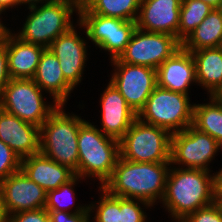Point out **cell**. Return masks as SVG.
<instances>
[{"mask_svg":"<svg viewBox=\"0 0 222 222\" xmlns=\"http://www.w3.org/2000/svg\"><path fill=\"white\" fill-rule=\"evenodd\" d=\"M171 162L137 163L119 157L111 177L101 186L114 196L130 198L152 206L163 199Z\"/></svg>","mask_w":222,"mask_h":222,"instance_id":"obj_1","label":"cell"},{"mask_svg":"<svg viewBox=\"0 0 222 222\" xmlns=\"http://www.w3.org/2000/svg\"><path fill=\"white\" fill-rule=\"evenodd\" d=\"M208 173L202 169H169L162 201L174 218H186L216 201L215 175Z\"/></svg>","mask_w":222,"mask_h":222,"instance_id":"obj_2","label":"cell"},{"mask_svg":"<svg viewBox=\"0 0 222 222\" xmlns=\"http://www.w3.org/2000/svg\"><path fill=\"white\" fill-rule=\"evenodd\" d=\"M78 176L97 177L101 186L111 177L120 157L119 140L85 121L78 132Z\"/></svg>","mask_w":222,"mask_h":222,"instance_id":"obj_3","label":"cell"},{"mask_svg":"<svg viewBox=\"0 0 222 222\" xmlns=\"http://www.w3.org/2000/svg\"><path fill=\"white\" fill-rule=\"evenodd\" d=\"M59 107L40 127V153L78 176V132L85 122L78 116H68Z\"/></svg>","mask_w":222,"mask_h":222,"instance_id":"obj_4","label":"cell"},{"mask_svg":"<svg viewBox=\"0 0 222 222\" xmlns=\"http://www.w3.org/2000/svg\"><path fill=\"white\" fill-rule=\"evenodd\" d=\"M41 6L29 8L32 13L16 37L23 42L49 48L57 37L73 27L70 16L74 8L79 11L80 3L76 0H54Z\"/></svg>","mask_w":222,"mask_h":222,"instance_id":"obj_5","label":"cell"},{"mask_svg":"<svg viewBox=\"0 0 222 222\" xmlns=\"http://www.w3.org/2000/svg\"><path fill=\"white\" fill-rule=\"evenodd\" d=\"M171 137V132L137 117L119 140L120 157L137 163L170 162Z\"/></svg>","mask_w":222,"mask_h":222,"instance_id":"obj_6","label":"cell"},{"mask_svg":"<svg viewBox=\"0 0 222 222\" xmlns=\"http://www.w3.org/2000/svg\"><path fill=\"white\" fill-rule=\"evenodd\" d=\"M189 103L188 95L157 86L137 117L142 122L164 128L174 134L192 125L194 105Z\"/></svg>","mask_w":222,"mask_h":222,"instance_id":"obj_7","label":"cell"},{"mask_svg":"<svg viewBox=\"0 0 222 222\" xmlns=\"http://www.w3.org/2000/svg\"><path fill=\"white\" fill-rule=\"evenodd\" d=\"M41 88L32 79H11L0 97V108L22 121L41 127L59 107L45 105Z\"/></svg>","mask_w":222,"mask_h":222,"instance_id":"obj_8","label":"cell"},{"mask_svg":"<svg viewBox=\"0 0 222 222\" xmlns=\"http://www.w3.org/2000/svg\"><path fill=\"white\" fill-rule=\"evenodd\" d=\"M182 43L177 37L136 28L125 51L118 58L121 62L157 69L172 56Z\"/></svg>","mask_w":222,"mask_h":222,"instance_id":"obj_9","label":"cell"},{"mask_svg":"<svg viewBox=\"0 0 222 222\" xmlns=\"http://www.w3.org/2000/svg\"><path fill=\"white\" fill-rule=\"evenodd\" d=\"M117 67L111 83L125 98L128 106L138 115L144 108L148 97L157 87V72L146 66L121 62L118 58L111 60Z\"/></svg>","mask_w":222,"mask_h":222,"instance_id":"obj_10","label":"cell"},{"mask_svg":"<svg viewBox=\"0 0 222 222\" xmlns=\"http://www.w3.org/2000/svg\"><path fill=\"white\" fill-rule=\"evenodd\" d=\"M79 25L99 48L111 52L112 60L119 58L136 30V22L96 14H79Z\"/></svg>","mask_w":222,"mask_h":222,"instance_id":"obj_11","label":"cell"},{"mask_svg":"<svg viewBox=\"0 0 222 222\" xmlns=\"http://www.w3.org/2000/svg\"><path fill=\"white\" fill-rule=\"evenodd\" d=\"M217 151V141L213 137L190 125L172 134L170 162L209 171L207 163Z\"/></svg>","mask_w":222,"mask_h":222,"instance_id":"obj_12","label":"cell"},{"mask_svg":"<svg viewBox=\"0 0 222 222\" xmlns=\"http://www.w3.org/2000/svg\"><path fill=\"white\" fill-rule=\"evenodd\" d=\"M0 191L6 216L46 206L47 192L22 170L2 180Z\"/></svg>","mask_w":222,"mask_h":222,"instance_id":"obj_13","label":"cell"},{"mask_svg":"<svg viewBox=\"0 0 222 222\" xmlns=\"http://www.w3.org/2000/svg\"><path fill=\"white\" fill-rule=\"evenodd\" d=\"M182 0H142L136 20L138 29L165 33L179 40Z\"/></svg>","mask_w":222,"mask_h":222,"instance_id":"obj_14","label":"cell"},{"mask_svg":"<svg viewBox=\"0 0 222 222\" xmlns=\"http://www.w3.org/2000/svg\"><path fill=\"white\" fill-rule=\"evenodd\" d=\"M0 140L21 159L40 153V127L0 108Z\"/></svg>","mask_w":222,"mask_h":222,"instance_id":"obj_15","label":"cell"},{"mask_svg":"<svg viewBox=\"0 0 222 222\" xmlns=\"http://www.w3.org/2000/svg\"><path fill=\"white\" fill-rule=\"evenodd\" d=\"M86 43L74 27L57 37L49 49L58 58L65 80L74 88L81 81L86 61Z\"/></svg>","mask_w":222,"mask_h":222,"instance_id":"obj_16","label":"cell"},{"mask_svg":"<svg viewBox=\"0 0 222 222\" xmlns=\"http://www.w3.org/2000/svg\"><path fill=\"white\" fill-rule=\"evenodd\" d=\"M157 86L188 95V86L196 81L195 62L183 47L166 59L157 69Z\"/></svg>","mask_w":222,"mask_h":222,"instance_id":"obj_17","label":"cell"},{"mask_svg":"<svg viewBox=\"0 0 222 222\" xmlns=\"http://www.w3.org/2000/svg\"><path fill=\"white\" fill-rule=\"evenodd\" d=\"M101 107L103 134L120 140L137 118V114L111 82L101 96Z\"/></svg>","mask_w":222,"mask_h":222,"instance_id":"obj_18","label":"cell"},{"mask_svg":"<svg viewBox=\"0 0 222 222\" xmlns=\"http://www.w3.org/2000/svg\"><path fill=\"white\" fill-rule=\"evenodd\" d=\"M21 170L46 192L59 188L71 180L75 173L42 153L21 159Z\"/></svg>","mask_w":222,"mask_h":222,"instance_id":"obj_19","label":"cell"},{"mask_svg":"<svg viewBox=\"0 0 222 222\" xmlns=\"http://www.w3.org/2000/svg\"><path fill=\"white\" fill-rule=\"evenodd\" d=\"M8 70L11 79H32L43 51V46L29 44L12 36L6 28Z\"/></svg>","mask_w":222,"mask_h":222,"instance_id":"obj_20","label":"cell"},{"mask_svg":"<svg viewBox=\"0 0 222 222\" xmlns=\"http://www.w3.org/2000/svg\"><path fill=\"white\" fill-rule=\"evenodd\" d=\"M32 80L52 94L55 103L62 106L73 89L64 78L58 58L49 48L43 51Z\"/></svg>","mask_w":222,"mask_h":222,"instance_id":"obj_21","label":"cell"},{"mask_svg":"<svg viewBox=\"0 0 222 222\" xmlns=\"http://www.w3.org/2000/svg\"><path fill=\"white\" fill-rule=\"evenodd\" d=\"M196 71V81L213 96L222 86V47L203 48L191 52Z\"/></svg>","mask_w":222,"mask_h":222,"instance_id":"obj_22","label":"cell"},{"mask_svg":"<svg viewBox=\"0 0 222 222\" xmlns=\"http://www.w3.org/2000/svg\"><path fill=\"white\" fill-rule=\"evenodd\" d=\"M190 52L203 48L222 47V17L217 9L211 11L201 24L183 42Z\"/></svg>","mask_w":222,"mask_h":222,"instance_id":"obj_23","label":"cell"},{"mask_svg":"<svg viewBox=\"0 0 222 222\" xmlns=\"http://www.w3.org/2000/svg\"><path fill=\"white\" fill-rule=\"evenodd\" d=\"M141 2L142 0H83L78 14H96L136 22Z\"/></svg>","mask_w":222,"mask_h":222,"instance_id":"obj_24","label":"cell"},{"mask_svg":"<svg viewBox=\"0 0 222 222\" xmlns=\"http://www.w3.org/2000/svg\"><path fill=\"white\" fill-rule=\"evenodd\" d=\"M210 99L209 104H194L192 126L218 142L222 140V104L213 96Z\"/></svg>","mask_w":222,"mask_h":222,"instance_id":"obj_25","label":"cell"},{"mask_svg":"<svg viewBox=\"0 0 222 222\" xmlns=\"http://www.w3.org/2000/svg\"><path fill=\"white\" fill-rule=\"evenodd\" d=\"M214 9L199 0H182L179 19V41L182 43Z\"/></svg>","mask_w":222,"mask_h":222,"instance_id":"obj_26","label":"cell"},{"mask_svg":"<svg viewBox=\"0 0 222 222\" xmlns=\"http://www.w3.org/2000/svg\"><path fill=\"white\" fill-rule=\"evenodd\" d=\"M101 189L104 195L98 202L96 222H120V197L111 195L102 187Z\"/></svg>","mask_w":222,"mask_h":222,"instance_id":"obj_27","label":"cell"},{"mask_svg":"<svg viewBox=\"0 0 222 222\" xmlns=\"http://www.w3.org/2000/svg\"><path fill=\"white\" fill-rule=\"evenodd\" d=\"M79 178H80L79 176L75 175L71 180H69L67 183L61 185L59 188L48 191L47 196H46L45 209L46 210L67 211L66 208H68L70 206L69 205L65 206L66 204H63V202L66 201L64 199H66V198L69 199L73 196L74 193H73L72 187H73V185H75L76 180H78ZM70 201H72V199H70Z\"/></svg>","mask_w":222,"mask_h":222,"instance_id":"obj_28","label":"cell"},{"mask_svg":"<svg viewBox=\"0 0 222 222\" xmlns=\"http://www.w3.org/2000/svg\"><path fill=\"white\" fill-rule=\"evenodd\" d=\"M21 170V158L0 140V182Z\"/></svg>","mask_w":222,"mask_h":222,"instance_id":"obj_29","label":"cell"},{"mask_svg":"<svg viewBox=\"0 0 222 222\" xmlns=\"http://www.w3.org/2000/svg\"><path fill=\"white\" fill-rule=\"evenodd\" d=\"M145 218L139 202L120 197V222H145Z\"/></svg>","mask_w":222,"mask_h":222,"instance_id":"obj_30","label":"cell"},{"mask_svg":"<svg viewBox=\"0 0 222 222\" xmlns=\"http://www.w3.org/2000/svg\"><path fill=\"white\" fill-rule=\"evenodd\" d=\"M186 218L189 222H222V207L215 201L190 213Z\"/></svg>","mask_w":222,"mask_h":222,"instance_id":"obj_31","label":"cell"},{"mask_svg":"<svg viewBox=\"0 0 222 222\" xmlns=\"http://www.w3.org/2000/svg\"><path fill=\"white\" fill-rule=\"evenodd\" d=\"M92 206L78 207L76 212L68 213L65 211L47 210L50 222H82L92 210Z\"/></svg>","mask_w":222,"mask_h":222,"instance_id":"obj_32","label":"cell"},{"mask_svg":"<svg viewBox=\"0 0 222 222\" xmlns=\"http://www.w3.org/2000/svg\"><path fill=\"white\" fill-rule=\"evenodd\" d=\"M11 80L8 70V56L6 46V28L0 29V97L5 86Z\"/></svg>","mask_w":222,"mask_h":222,"instance_id":"obj_33","label":"cell"},{"mask_svg":"<svg viewBox=\"0 0 222 222\" xmlns=\"http://www.w3.org/2000/svg\"><path fill=\"white\" fill-rule=\"evenodd\" d=\"M6 222H50V218L48 211L45 208H40L8 215Z\"/></svg>","mask_w":222,"mask_h":222,"instance_id":"obj_34","label":"cell"},{"mask_svg":"<svg viewBox=\"0 0 222 222\" xmlns=\"http://www.w3.org/2000/svg\"><path fill=\"white\" fill-rule=\"evenodd\" d=\"M215 200L222 201V169L215 175Z\"/></svg>","mask_w":222,"mask_h":222,"instance_id":"obj_35","label":"cell"},{"mask_svg":"<svg viewBox=\"0 0 222 222\" xmlns=\"http://www.w3.org/2000/svg\"><path fill=\"white\" fill-rule=\"evenodd\" d=\"M19 0H0V11L3 12L6 8L18 5Z\"/></svg>","mask_w":222,"mask_h":222,"instance_id":"obj_36","label":"cell"},{"mask_svg":"<svg viewBox=\"0 0 222 222\" xmlns=\"http://www.w3.org/2000/svg\"><path fill=\"white\" fill-rule=\"evenodd\" d=\"M203 3L210 5L213 9H217L219 5L222 3V0H199Z\"/></svg>","mask_w":222,"mask_h":222,"instance_id":"obj_37","label":"cell"},{"mask_svg":"<svg viewBox=\"0 0 222 222\" xmlns=\"http://www.w3.org/2000/svg\"><path fill=\"white\" fill-rule=\"evenodd\" d=\"M39 1H43V0H19V4H27V3H29V8H31V7H35L37 4L36 3H38ZM46 1V3L47 2H51V1H54V0H45ZM36 2V3H35Z\"/></svg>","mask_w":222,"mask_h":222,"instance_id":"obj_38","label":"cell"},{"mask_svg":"<svg viewBox=\"0 0 222 222\" xmlns=\"http://www.w3.org/2000/svg\"><path fill=\"white\" fill-rule=\"evenodd\" d=\"M0 222H6V214L3 208L2 194L0 191Z\"/></svg>","mask_w":222,"mask_h":222,"instance_id":"obj_39","label":"cell"},{"mask_svg":"<svg viewBox=\"0 0 222 222\" xmlns=\"http://www.w3.org/2000/svg\"><path fill=\"white\" fill-rule=\"evenodd\" d=\"M213 97L222 104V86L217 90Z\"/></svg>","mask_w":222,"mask_h":222,"instance_id":"obj_40","label":"cell"},{"mask_svg":"<svg viewBox=\"0 0 222 222\" xmlns=\"http://www.w3.org/2000/svg\"><path fill=\"white\" fill-rule=\"evenodd\" d=\"M175 219H177L178 220V222L180 221V222H189L188 220H187V218H184V217H178V218H175Z\"/></svg>","mask_w":222,"mask_h":222,"instance_id":"obj_41","label":"cell"},{"mask_svg":"<svg viewBox=\"0 0 222 222\" xmlns=\"http://www.w3.org/2000/svg\"><path fill=\"white\" fill-rule=\"evenodd\" d=\"M220 147H222V140L217 142V150H219Z\"/></svg>","mask_w":222,"mask_h":222,"instance_id":"obj_42","label":"cell"},{"mask_svg":"<svg viewBox=\"0 0 222 222\" xmlns=\"http://www.w3.org/2000/svg\"><path fill=\"white\" fill-rule=\"evenodd\" d=\"M217 10L220 12L221 17H222V3L219 5V7L217 8Z\"/></svg>","mask_w":222,"mask_h":222,"instance_id":"obj_43","label":"cell"},{"mask_svg":"<svg viewBox=\"0 0 222 222\" xmlns=\"http://www.w3.org/2000/svg\"><path fill=\"white\" fill-rule=\"evenodd\" d=\"M89 216L90 215H88L82 222H90V221H88L89 220Z\"/></svg>","mask_w":222,"mask_h":222,"instance_id":"obj_44","label":"cell"},{"mask_svg":"<svg viewBox=\"0 0 222 222\" xmlns=\"http://www.w3.org/2000/svg\"><path fill=\"white\" fill-rule=\"evenodd\" d=\"M2 12L0 11V14H1ZM3 28H6L5 26H3V24H1V22H0V29H3Z\"/></svg>","mask_w":222,"mask_h":222,"instance_id":"obj_45","label":"cell"},{"mask_svg":"<svg viewBox=\"0 0 222 222\" xmlns=\"http://www.w3.org/2000/svg\"><path fill=\"white\" fill-rule=\"evenodd\" d=\"M216 202H218L221 205V207H222V201H216Z\"/></svg>","mask_w":222,"mask_h":222,"instance_id":"obj_46","label":"cell"}]
</instances>
